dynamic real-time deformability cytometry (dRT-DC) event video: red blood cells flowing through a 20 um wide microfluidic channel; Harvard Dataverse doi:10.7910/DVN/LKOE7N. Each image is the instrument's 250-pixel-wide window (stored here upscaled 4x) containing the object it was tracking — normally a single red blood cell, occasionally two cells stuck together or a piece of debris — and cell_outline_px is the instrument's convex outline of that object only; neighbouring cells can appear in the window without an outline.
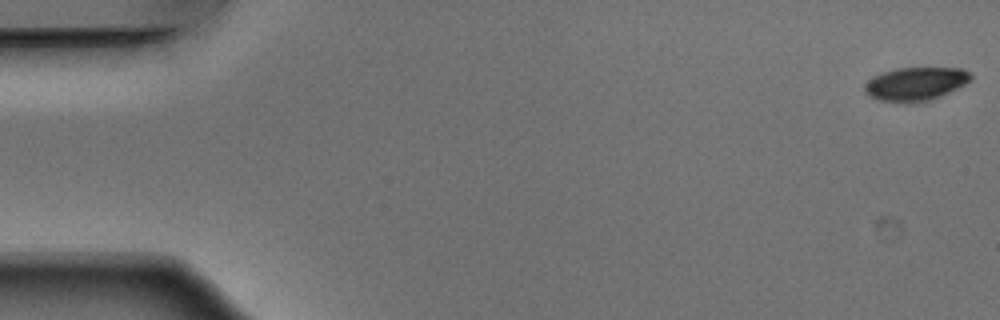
{"species": "Egyptian fruit bat (a non-hibernating species)", "species_latin": "Rousettus aegyptiacus", "temperature_condition": "warm", "stored_images_in_passage": 12, "camera_frame_rate_fps": 3000, "um_per_image_px": 0.085, "animal": {"sex": "male"}, "frame": {"image": 1, "passage_image": 1, "time_ms": 0.0, "image_size_px": [1000, 320], "cell_outline_px": [[972, 80], [940, 96], [928, 100], [908, 104], [904, 104], [880, 100], [868, 96], [864, 92], [864, 84], [872, 76], [896, 68], [960, 68], [968, 72], [972, 76]], "centroid_in_image_um": [77.77, 7.14], "position_along_channel_um": 7.2, "area_um2": 20.75}}